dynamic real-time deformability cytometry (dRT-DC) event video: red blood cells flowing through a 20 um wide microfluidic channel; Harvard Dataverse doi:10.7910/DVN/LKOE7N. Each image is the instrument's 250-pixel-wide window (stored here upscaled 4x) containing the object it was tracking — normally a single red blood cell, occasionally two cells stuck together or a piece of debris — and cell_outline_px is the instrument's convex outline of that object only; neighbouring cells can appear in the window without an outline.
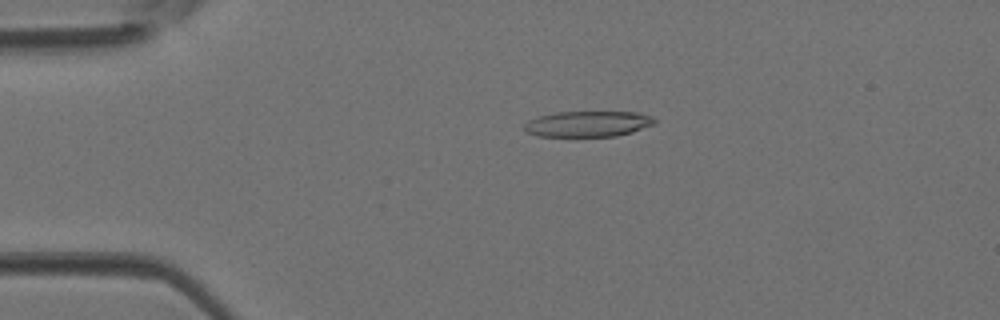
{"species": "Egyptian fruit bat (a non-hibernating species)", "species_latin": "Rousettus aegyptiacus", "temperature_condition": "room temperature", "stored_images_in_passage": 35, "camera_frame_rate_fps": 3000, "um_per_image_px": 0.085, "animal": {"sex": "female"}, "frame": {"image": 1, "passage_image": 2, "time_ms": 0.333, "image_size_px": [1000, 320], "cell_outline_px": [[656, 124], [632, 132], [616, 136], [536, 136], [524, 132], [524, 124], [528, 120], [540, 116], [556, 112], [640, 112], [652, 116], [656, 120]], "centroid_in_image_um": [49.98, 10.53], "position_along_channel_um": 35.0, "area_um2": 19.71}}
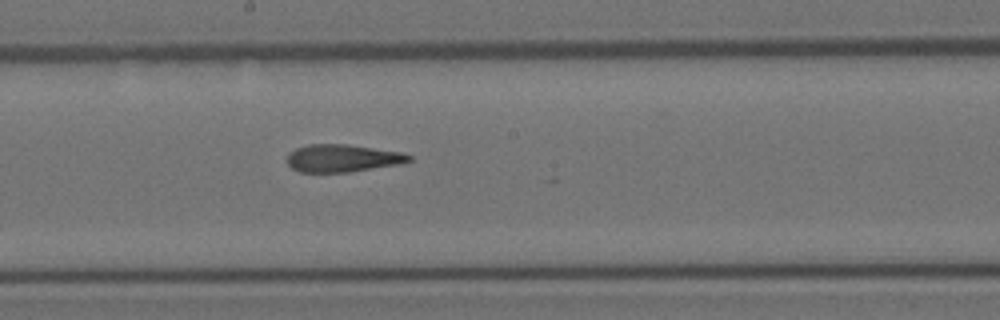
{"frame": {"image": 2, "passage_image": 16, "time_ms": 5.0, "image_size_px": [1000, 320], "cell_outline_px": [[412, 160], [404, 164], [348, 172], [300, 172], [292, 168], [288, 164], [288, 152], [296, 148], [308, 144], [348, 144], [404, 152], [412, 156]], "centroid_in_image_um": [29.17, 13.44], "position_along_channel_um": 219.0, "area_um2": 19.88}}
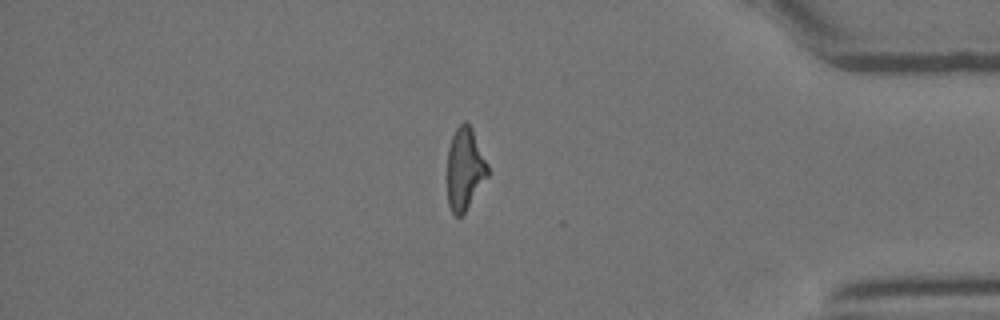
{"frame": {"image": 3, "passage_image": 29, "time_ms": 9.333, "image_size_px": [1000, 320], "cell_outline_px": [[488, 176], [464, 212], [460, 216], [456, 216], [452, 212], [448, 204], [448, 148], [452, 136], [456, 128], [464, 120], [472, 128], [488, 164]], "centroid_in_image_um": [39.51, 14.33], "position_along_channel_um": 395.7, "area_um2": 19.13}}